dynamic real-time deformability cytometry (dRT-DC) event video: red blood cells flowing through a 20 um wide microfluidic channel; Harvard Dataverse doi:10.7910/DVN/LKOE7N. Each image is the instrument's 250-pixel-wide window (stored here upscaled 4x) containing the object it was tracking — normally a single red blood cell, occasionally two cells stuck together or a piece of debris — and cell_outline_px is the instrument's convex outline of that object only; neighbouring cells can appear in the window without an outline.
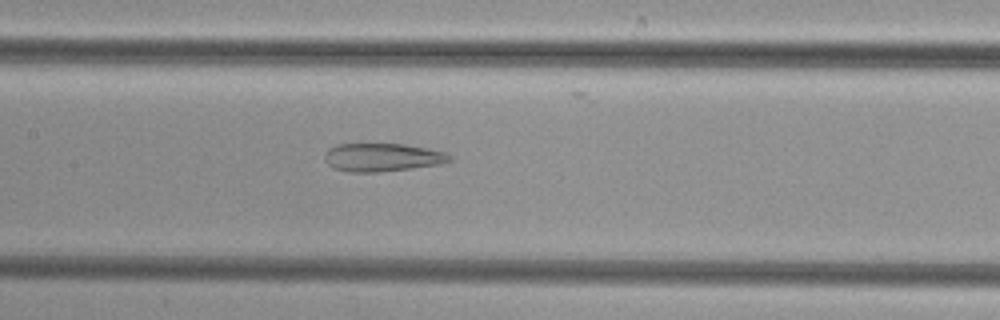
{"species": "common noctule bat (a hibernating species)", "species_latin": "Nyctalus noctula", "temperature_condition": "cold", "stored_images_in_passage": 43, "camera_frame_rate_fps": 3000, "um_per_image_px": 0.085, "animal": {"sex": "female", "body_mass_g": 29.2, "forearm_length_mm": 56.3}, "frame": {"image": 1, "passage_image": 17, "time_ms": 5.333, "image_size_px": [1000, 320], "cell_outline_px": [[452, 160], [440, 164], [376, 172], [348, 172], [332, 168], [324, 160], [324, 156], [328, 148], [336, 144], [404, 144], [428, 148], [448, 152], [452, 156]], "centroid_in_image_um": [32.49, 13.36], "position_along_channel_um": 174.9, "area_um2": 20.63}}
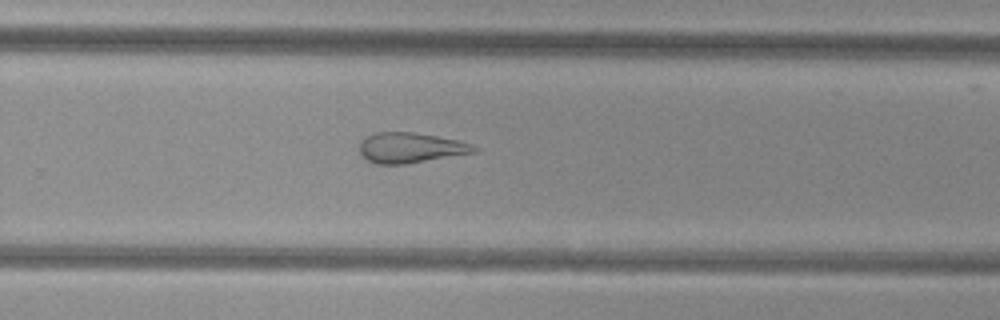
{"frame": {"image": 2, "passage_image": 26, "time_ms": 8.333, "image_size_px": [1000, 320], "cell_outline_px": [[480, 148], [476, 152], [404, 164], [376, 164], [368, 160], [360, 152], [360, 140], [376, 132], [416, 132], [456, 140], [472, 144]], "centroid_in_image_um": [34.9, 12.55], "position_along_channel_um": 294.9, "area_um2": 20.06}}
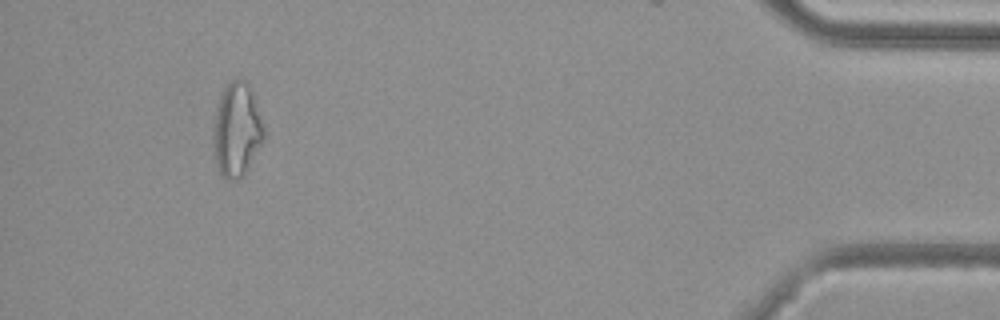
{"frame": {"image": 3, "passage_image": 40, "time_ms": 13.0, "image_size_px": [1000, 320], "cell_outline_px": [[264, 140], [244, 176], [236, 180], [228, 180], [216, 168], [212, 152], [212, 128], [216, 108], [220, 96], [228, 80], [240, 76], [248, 80], [264, 128]], "centroid_in_image_um": [20.09, 11.02], "position_along_channel_um": 415.1, "area_um2": 28.5}}